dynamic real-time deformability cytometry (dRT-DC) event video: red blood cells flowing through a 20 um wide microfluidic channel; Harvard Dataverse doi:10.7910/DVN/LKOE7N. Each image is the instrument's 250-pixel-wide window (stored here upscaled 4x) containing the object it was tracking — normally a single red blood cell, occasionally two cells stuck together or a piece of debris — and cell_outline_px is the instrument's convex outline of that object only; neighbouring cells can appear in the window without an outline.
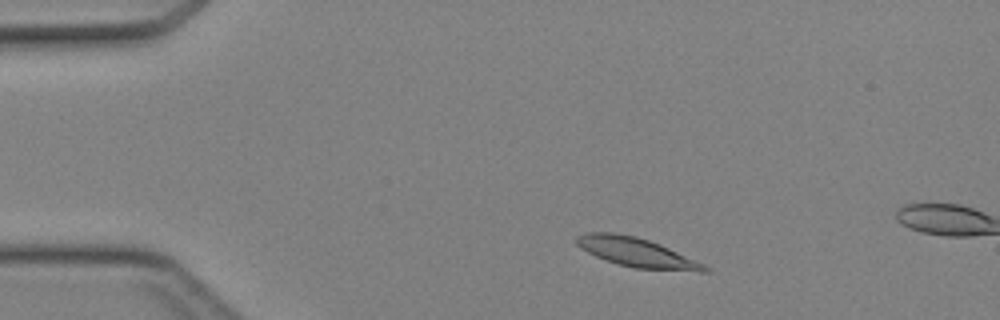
{"species": "Egyptian fruit bat (a non-hibernating species)", "species_latin": "Rousettus aegyptiacus", "temperature_condition": "cold", "stored_images_in_passage": 8, "camera_frame_rate_fps": 3000, "um_per_image_px": 0.085, "animal": {"sex": "female"}, "frame": {"image": 1, "passage_image": 4, "time_ms": 1.0, "image_size_px": [1000, 320], "cell_outline_px": [[712, 272], [700, 272], [636, 268], [616, 264], [596, 256], [580, 248], [576, 244], [576, 236], [584, 232], [612, 232], [636, 236], [660, 244], [704, 264], [712, 268]], "centroid_in_image_um": [54.13, 21.46], "position_along_channel_um": 30.9, "area_um2": 21.91}}